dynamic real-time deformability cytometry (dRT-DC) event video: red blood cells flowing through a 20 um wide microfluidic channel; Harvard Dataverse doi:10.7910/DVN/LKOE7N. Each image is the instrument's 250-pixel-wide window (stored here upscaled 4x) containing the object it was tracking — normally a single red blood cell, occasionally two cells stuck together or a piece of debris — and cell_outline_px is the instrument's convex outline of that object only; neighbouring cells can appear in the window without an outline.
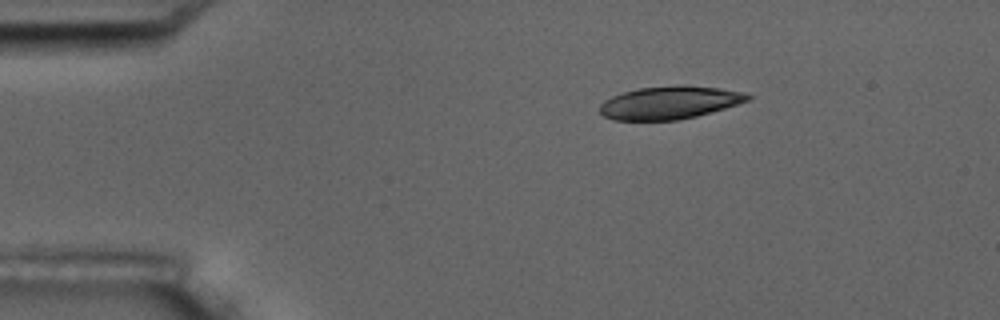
{"species": "common noctule bat (a hibernating species)", "species_latin": "Nyctalus noctula", "temperature_condition": "room temperature", "stored_images_in_passage": 3, "camera_frame_rate_fps": 3000, "um_per_image_px": 0.085, "animal": {"sex": "male", "body_mass_g": 17.5, "forearm_length_mm": 52.3}, "frame": {"image": 1, "passage_image": 1, "time_ms": 0.0, "image_size_px": [1000, 320], "cell_outline_px": [[752, 96], [748, 100], [724, 108], [696, 116], [676, 120], [612, 120], [604, 116], [600, 112], [600, 104], [604, 100], [612, 96], [624, 92], [640, 88], [676, 84], [684, 84], [720, 88], [744, 92]], "centroid_in_image_um": [56.9, 8.71], "position_along_channel_um": 28.1, "area_um2": 28.38}}
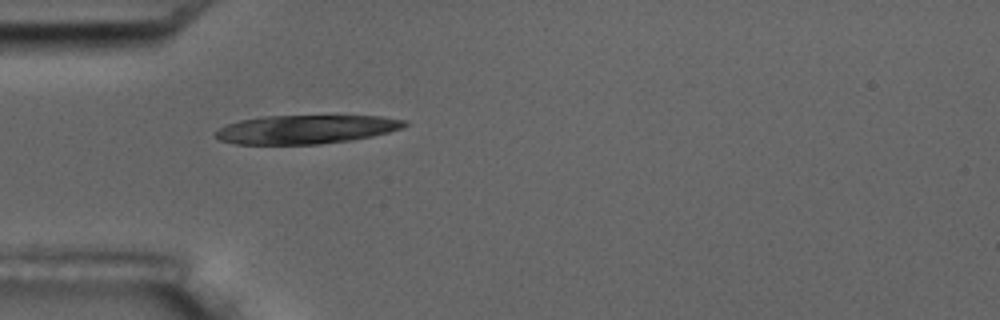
{"frame": {"image": 2, "passage_image": 3, "time_ms": 2.333, "image_size_px": [1000, 320], "cell_outline_px": [[408, 124], [404, 128], [372, 136], [352, 140], [320, 144], [236, 144], [220, 140], [212, 136], [220, 128], [228, 124], [240, 120], [264, 116], [380, 116], [408, 120]], "centroid_in_image_um": [26.04, 11.0], "position_along_channel_um": 59.0, "area_um2": 31.67}}